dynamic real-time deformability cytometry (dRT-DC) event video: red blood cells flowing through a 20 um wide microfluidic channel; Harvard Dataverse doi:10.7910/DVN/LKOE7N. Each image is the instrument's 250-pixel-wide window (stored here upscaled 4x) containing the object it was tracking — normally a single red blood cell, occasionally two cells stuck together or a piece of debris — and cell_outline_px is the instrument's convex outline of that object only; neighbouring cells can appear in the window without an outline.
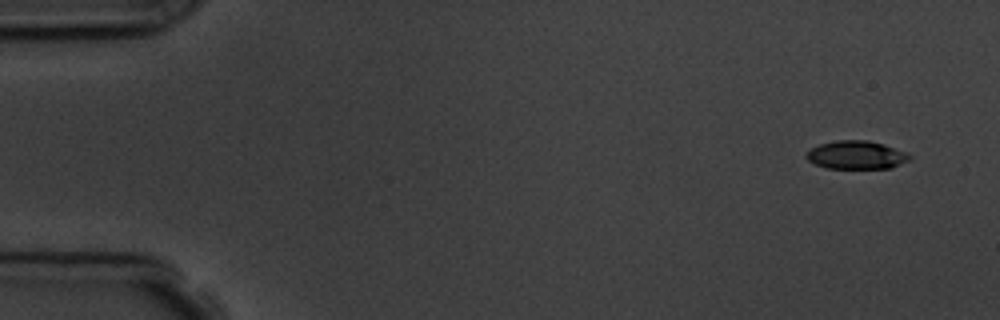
{"species": "common noctule bat (a hibernating species)", "species_latin": "Nyctalus noctula", "temperature_condition": "room temperature", "stored_images_in_passage": 5, "camera_frame_rate_fps": 3000, "um_per_image_px": 0.085, "animal": {"sex": "male", "body_mass_g": 19.5, "forearm_length_mm": 54.6}, "frame": {"image": 1, "passage_image": 1, "time_ms": 0.0, "image_size_px": [1000, 320], "cell_outline_px": [[912, 160], [892, 168], [828, 168], [816, 164], [808, 160], [804, 156], [812, 148], [820, 144], [836, 140], [868, 140], [884, 144], [908, 152], [912, 156]], "centroid_in_image_um": [72.86, 13.17], "position_along_channel_um": 12.1, "area_um2": 17.17}}
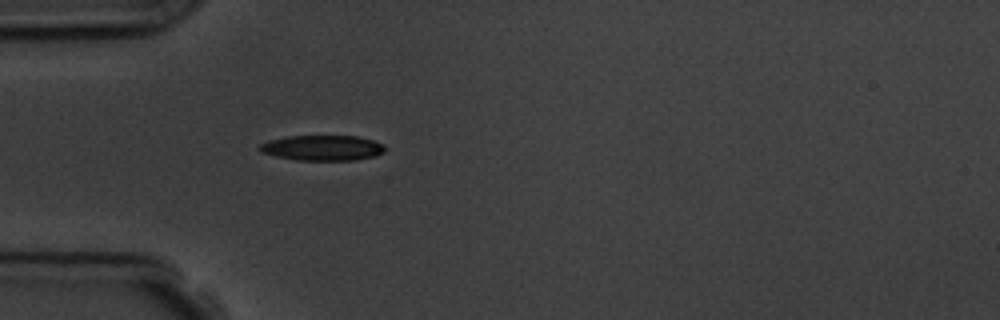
{"frame": {"image": 2, "passage_image": 5, "time_ms": 4.333, "image_size_px": [1000, 320], "cell_outline_px": [[384, 152], [376, 156], [356, 160], [296, 160], [276, 156], [260, 152], [256, 148], [260, 144], [268, 140], [288, 136], [356, 136], [372, 140], [384, 144]], "centroid_in_image_um": [27.38, 12.57], "position_along_channel_um": 57.6, "area_um2": 18.61}}